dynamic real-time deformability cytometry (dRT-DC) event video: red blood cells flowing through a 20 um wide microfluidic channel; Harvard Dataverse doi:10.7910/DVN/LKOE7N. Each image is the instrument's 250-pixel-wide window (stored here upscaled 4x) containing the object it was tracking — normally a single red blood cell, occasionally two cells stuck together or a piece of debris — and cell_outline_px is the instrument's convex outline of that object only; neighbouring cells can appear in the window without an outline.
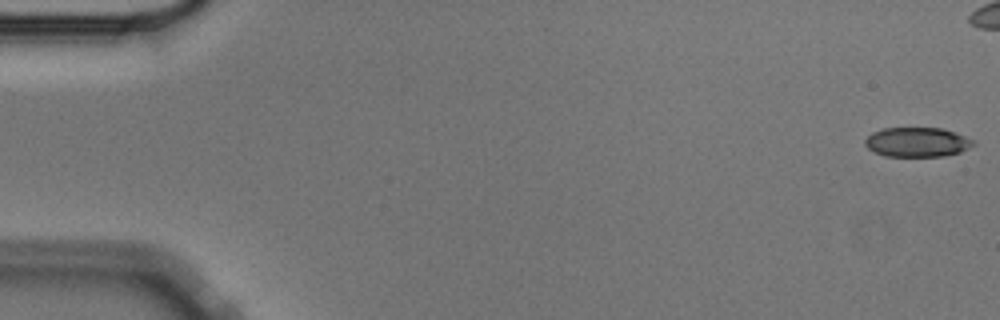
{"species": "Egyptian fruit bat (a non-hibernating species)", "species_latin": "Rousettus aegyptiacus", "temperature_condition": "cold", "stored_images_in_passage": 49, "camera_frame_rate_fps": 3000, "um_per_image_px": 0.085, "animal": {"sex": "male"}, "frame": {"image": 1, "passage_image": 1, "time_ms": 0.0, "image_size_px": [1000, 320], "cell_outline_px": [[976, 144], [960, 152], [944, 156], [884, 156], [868, 148], [864, 144], [864, 140], [872, 132], [884, 128], [940, 128], [956, 132], [976, 140]], "centroid_in_image_um": [77.99, 12.07], "position_along_channel_um": 7.0, "area_um2": 18.73}}
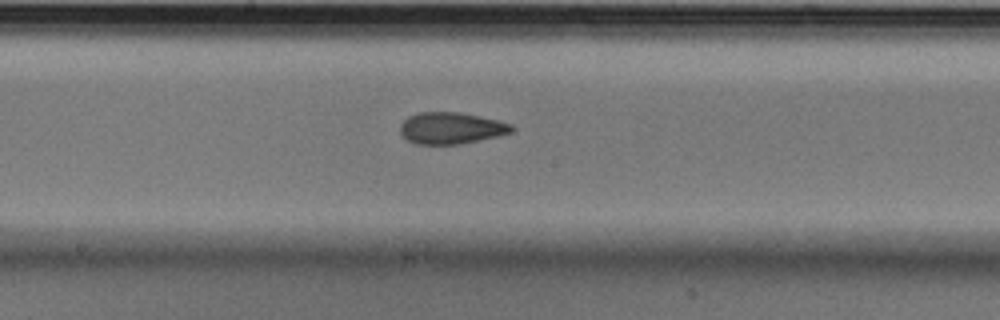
{"frame": {"image": 2, "passage_image": 30, "time_ms": 9.667, "image_size_px": [1000, 320], "cell_outline_px": [[516, 128], [512, 132], [496, 136], [460, 144], [416, 144], [408, 140], [400, 132], [400, 124], [408, 116], [420, 112], [460, 112], [480, 116], [512, 124]], "centroid_in_image_um": [38.34, 10.88], "position_along_channel_um": 209.9, "area_um2": 20.46}}
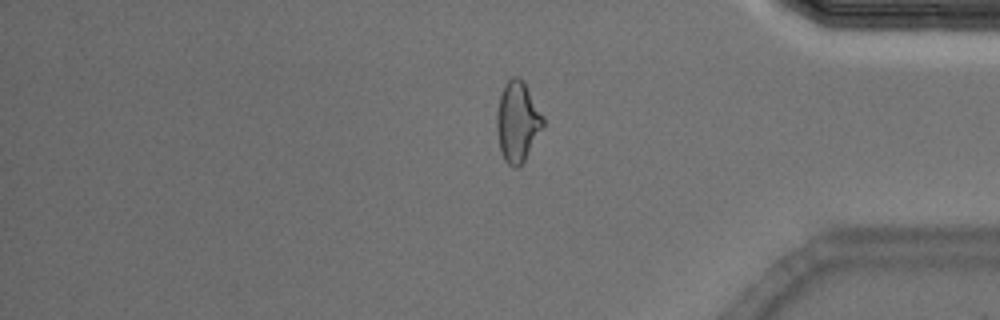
{"frame": {"image": 3, "passage_image": 47, "time_ms": 15.333, "image_size_px": [1000, 320], "cell_outline_px": [[544, 128], [524, 160], [516, 168], [512, 168], [504, 160], [500, 148], [496, 128], [496, 112], [500, 96], [508, 80], [512, 76], [520, 76], [524, 80], [544, 116]], "centroid_in_image_um": [44.01, 10.32], "position_along_channel_um": 391.2, "area_um2": 21.91}}